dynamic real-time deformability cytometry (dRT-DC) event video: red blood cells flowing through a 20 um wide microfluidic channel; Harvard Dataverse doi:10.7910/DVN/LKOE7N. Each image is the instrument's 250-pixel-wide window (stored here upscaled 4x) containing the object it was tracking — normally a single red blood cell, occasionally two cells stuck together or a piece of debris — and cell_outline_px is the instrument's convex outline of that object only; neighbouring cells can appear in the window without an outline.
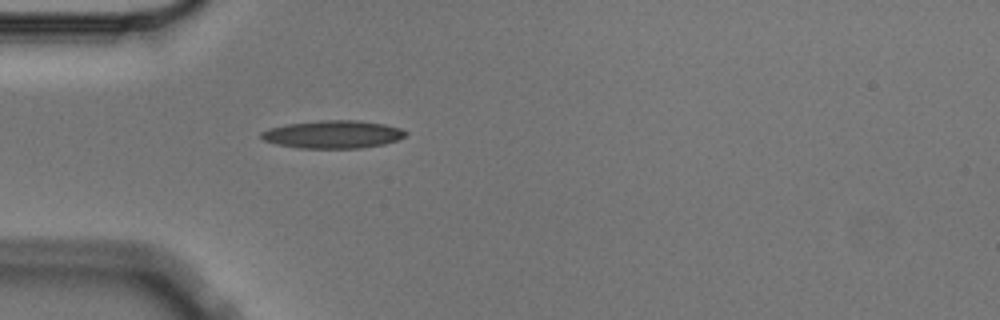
{"species": "Egyptian fruit bat (a non-hibernating species)", "species_latin": "Rousettus aegyptiacus", "temperature_condition": "cold", "stored_images_in_passage": 5, "camera_frame_rate_fps": 3000, "um_per_image_px": 0.085, "animal": {"sex": "male"}, "frame": {"image": 1, "passage_image": 5, "time_ms": 1.333, "image_size_px": [1000, 320], "cell_outline_px": [[408, 132], [404, 136], [396, 140], [384, 144], [360, 148], [300, 148], [276, 144], [264, 140], [260, 136], [260, 132], [268, 128], [288, 124], [324, 120], [360, 120], [384, 124], [400, 128]], "centroid_in_image_um": [28.29, 11.42], "position_along_channel_um": 56.7, "area_um2": 23.35}}